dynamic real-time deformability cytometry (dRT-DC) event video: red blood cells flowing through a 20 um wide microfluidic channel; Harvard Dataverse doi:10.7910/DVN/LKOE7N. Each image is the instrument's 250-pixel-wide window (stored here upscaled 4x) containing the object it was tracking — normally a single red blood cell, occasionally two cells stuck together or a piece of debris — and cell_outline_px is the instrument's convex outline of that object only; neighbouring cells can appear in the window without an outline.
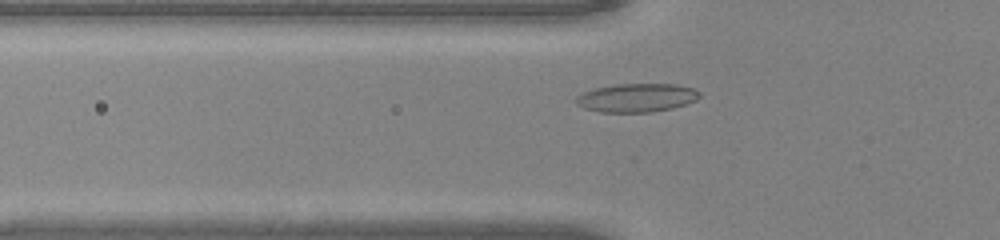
{"species": "common noctule bat (a hibernating species)", "species_latin": "Nyctalus noctula", "temperature_condition": "warm", "stored_images_in_passage": 34, "camera_frame_rate_fps": 3000, "um_per_image_px": 0.085, "animal": {"sex": "male", "body_mass_g": 20.0, "forearm_length_mm": 53.3}, "frame": {"image": 1, "passage_image": 2, "time_ms": 0.333, "image_size_px": [1000, 240], "cell_outline_px": [[700, 96], [696, 100], [672, 108], [652, 112], [600, 112], [584, 108], [576, 104], [576, 96], [584, 92], [596, 88], [616, 84], [676, 84], [692, 88], [700, 92]], "centroid_in_image_um": [54.11, 8.31], "position_along_channel_um": 71.7, "area_um2": 20.46}}
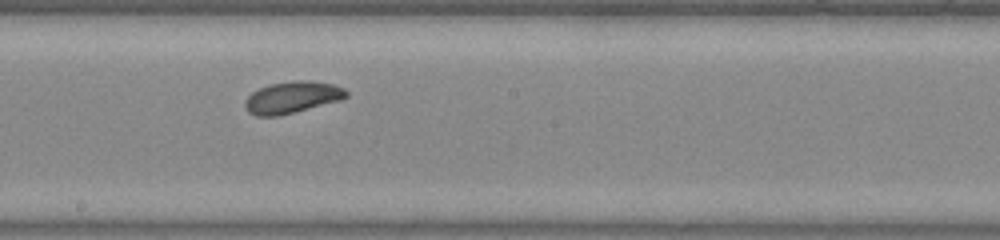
{"frame": {"image": 2, "passage_image": 13, "time_ms": 4.0, "image_size_px": [1000, 240], "cell_outline_px": [[348, 96], [340, 100], [276, 116], [256, 116], [248, 112], [244, 108], [244, 100], [252, 92], [260, 88], [272, 84], [296, 80], [304, 80], [332, 84], [344, 88], [348, 92]], "centroid_in_image_um": [24.8, 8.27], "position_along_channel_um": 223.4, "area_um2": 18.44}}
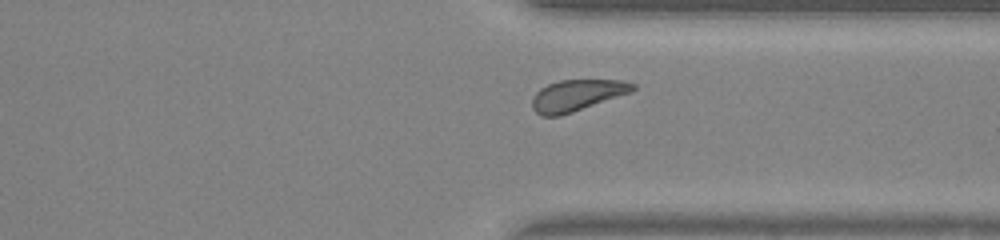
{"frame": {"image": 3, "passage_image": 23, "time_ms": 7.333, "image_size_px": [1000, 240], "cell_outline_px": [[636, 88], [632, 92], [560, 116], [540, 116], [532, 108], [532, 96], [540, 88], [548, 84], [560, 80], [620, 80], [636, 84]], "centroid_in_image_um": [49.02, 8.1], "position_along_channel_um": 362.4, "area_um2": 18.38}, "authors_computed_cell_mechanics": {"area_um2": 18.5827, "velocity_mm_per_s": 4.1471, "shape_relaxation_time_tau1_ms": 2.3074, "shape_relaxation_time_tau2_ms": null, "deformation_change_tau1": 0.1175, "deformation_change_tau2": null}}